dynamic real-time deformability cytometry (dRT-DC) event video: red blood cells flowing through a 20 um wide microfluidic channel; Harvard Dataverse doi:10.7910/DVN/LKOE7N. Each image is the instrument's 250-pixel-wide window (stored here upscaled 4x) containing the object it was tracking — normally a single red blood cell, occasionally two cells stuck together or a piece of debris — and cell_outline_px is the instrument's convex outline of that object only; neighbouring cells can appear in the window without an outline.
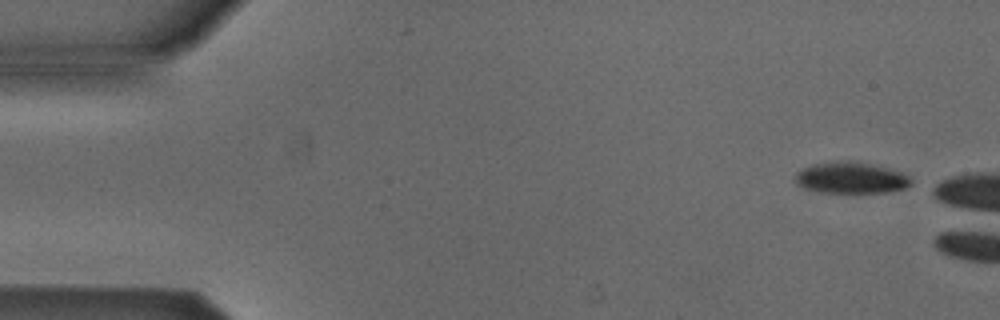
{"species": "Egyptian fruit bat (a non-hibernating species)", "species_latin": "Rousettus aegyptiacus", "temperature_condition": "cold", "stored_images_in_passage": 2, "camera_frame_rate_fps": 3000, "um_per_image_px": 0.085, "animal": {"sex": "male"}, "frame": {"image": 1, "passage_image": 1, "time_ms": 0.0, "image_size_px": [1000, 320], "cell_outline_px": [[912, 184], [904, 188], [888, 192], [820, 192], [804, 188], [796, 180], [796, 172], [812, 164], [836, 160], [856, 160], [888, 168], [900, 172], [908, 176], [912, 180]], "centroid_in_image_um": [72.35, 15.09], "position_along_channel_um": 12.7, "area_um2": 21.15}}